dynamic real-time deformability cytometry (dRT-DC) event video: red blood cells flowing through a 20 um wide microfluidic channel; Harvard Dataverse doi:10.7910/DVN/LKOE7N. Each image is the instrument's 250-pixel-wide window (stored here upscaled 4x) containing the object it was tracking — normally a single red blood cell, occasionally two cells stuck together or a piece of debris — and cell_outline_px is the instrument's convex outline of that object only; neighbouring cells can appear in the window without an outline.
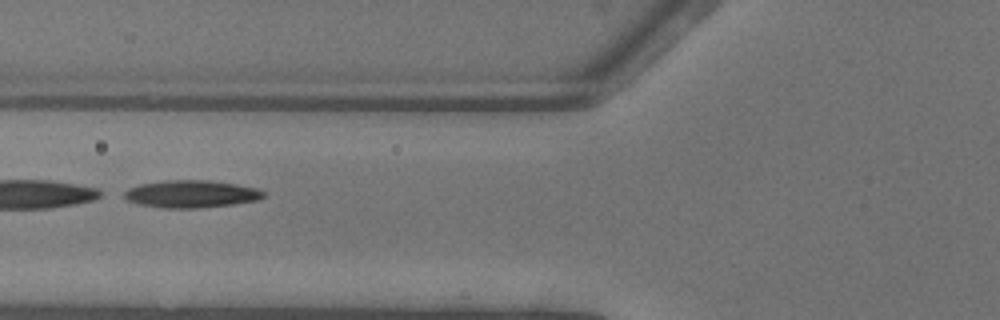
{"species": "common noctule bat (a hibernating species)", "species_latin": "Nyctalus noctula", "temperature_condition": "warm", "stored_images_in_passage": 25, "camera_frame_rate_fps": 3000, "um_per_image_px": 0.085, "animal": {"sex": "female"}, "frame": {"image": 1, "passage_image": 7, "time_ms": 2.0, "image_size_px": [1000, 320], "cell_outline_px": [[264, 196], [260, 200], [232, 204], [196, 208], [164, 208], [136, 204], [124, 200], [124, 192], [128, 188], [140, 184], [164, 180], [208, 180], [236, 184], [256, 188], [264, 192]], "centroid_in_image_um": [16.2, 16.49], "position_along_channel_um": 109.6, "area_um2": 22.37}}
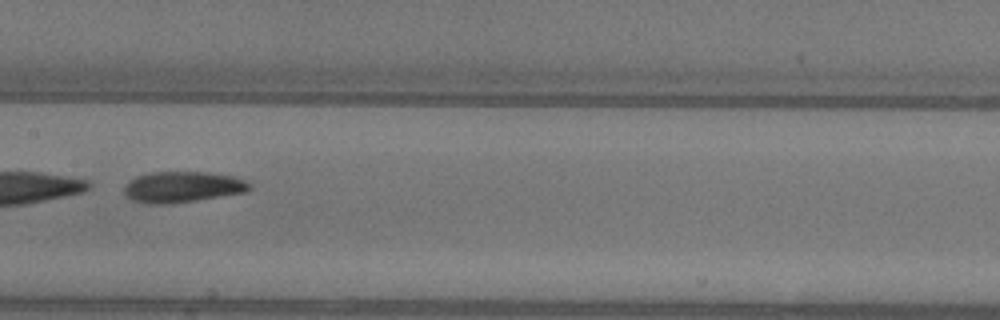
{"frame": {"image": 2, "passage_image": 13, "time_ms": 4.0, "image_size_px": [1000, 320], "cell_outline_px": [[252, 188], [244, 192], [196, 200], [164, 204], [152, 204], [132, 200], [124, 192], [124, 188], [128, 180], [136, 176], [152, 172], [208, 172], [232, 176], [248, 180], [252, 184]], "centroid_in_image_um": [15.53, 15.88], "position_along_channel_um": 191.9, "area_um2": 22.54}}
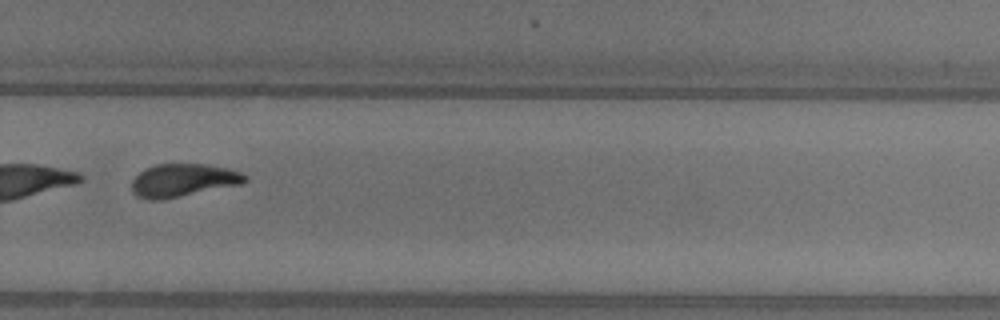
{"frame": {"image": 3, "passage_image": 22, "time_ms": 7.0, "image_size_px": [1000, 320], "cell_outline_px": [[248, 180], [244, 184], [160, 200], [148, 200], [136, 196], [132, 192], [132, 180], [144, 168], [156, 164], [204, 164], [228, 168], [240, 172], [248, 176]], "centroid_in_image_um": [15.57, 15.33], "position_along_channel_um": 314.2, "area_um2": 21.96}}